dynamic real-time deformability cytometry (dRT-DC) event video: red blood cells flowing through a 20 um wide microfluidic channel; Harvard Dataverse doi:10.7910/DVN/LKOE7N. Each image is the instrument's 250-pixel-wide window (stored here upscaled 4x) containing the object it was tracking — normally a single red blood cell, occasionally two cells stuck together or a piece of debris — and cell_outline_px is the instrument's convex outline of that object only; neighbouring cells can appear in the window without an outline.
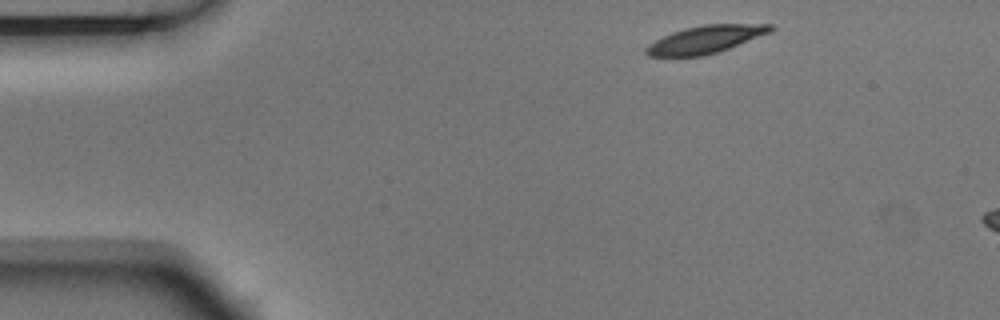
{"species": "Egyptian fruit bat (a non-hibernating species)", "species_latin": "Rousettus aegyptiacus", "temperature_condition": "room temperature", "stored_images_in_passage": 2, "camera_frame_rate_fps": 3000, "um_per_image_px": 0.085, "animal": {"sex": "male"}, "frame": {"image": 1, "passage_image": 2, "time_ms": 0.333, "image_size_px": [1000, 320], "cell_outline_px": [[776, 28], [772, 32], [720, 52], [704, 56], [648, 56], [644, 52], [644, 48], [648, 44], [672, 32], [684, 28], [704, 24], [772, 24]], "centroid_in_image_um": [60.01, 3.35], "position_along_channel_um": 25.0, "area_um2": 20.29}}